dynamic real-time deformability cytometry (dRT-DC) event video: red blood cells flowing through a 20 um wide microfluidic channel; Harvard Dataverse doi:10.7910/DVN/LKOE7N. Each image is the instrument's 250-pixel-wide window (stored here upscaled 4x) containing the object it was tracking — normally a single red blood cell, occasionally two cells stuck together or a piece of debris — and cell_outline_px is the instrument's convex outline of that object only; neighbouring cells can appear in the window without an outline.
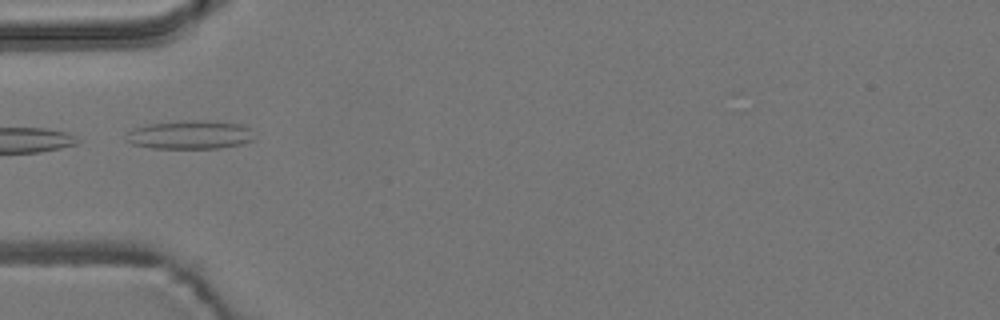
{"species": "common noctule bat (a hibernating species)", "species_latin": "Nyctalus noctula", "temperature_condition": "room temperature", "stored_images_in_passage": 8, "camera_frame_rate_fps": 3000, "um_per_image_px": 0.085, "animal": {"sex": "male", "body_mass_g": 19.2, "forearm_length_mm": 51.8}, "frame": {"image": 1, "passage_image": 6, "time_ms": 5.667, "image_size_px": [1000, 320], "cell_outline_px": [[252, 140], [240, 144], [220, 148], [152, 148], [132, 144], [124, 140], [124, 132], [132, 128], [148, 124], [180, 120], [208, 120], [240, 124], [248, 128]], "centroid_in_image_um": [16.02, 11.45], "position_along_channel_um": 69.0, "area_um2": 21.5}}
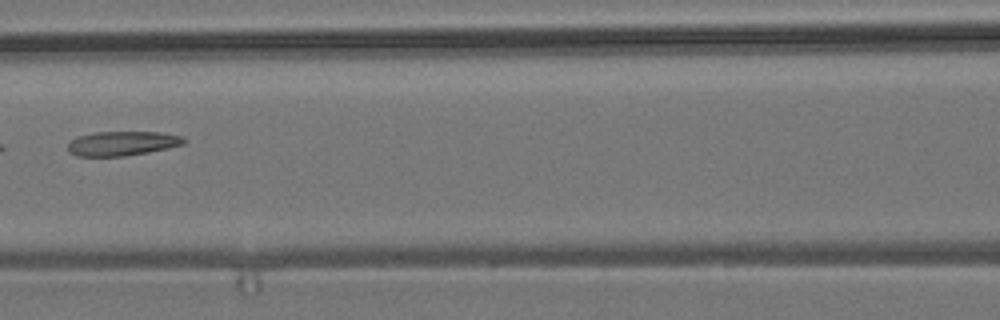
{"frame": {"image": 2, "passage_image": 8, "time_ms": 8.0, "image_size_px": [1000, 320], "cell_outline_px": [[188, 140], [184, 144], [168, 148], [148, 152], [124, 156], [76, 156], [68, 152], [68, 144], [76, 136], [96, 132], [160, 132], [184, 136]], "centroid_in_image_um": [10.41, 12.18], "position_along_channel_um": 156.2, "area_um2": 16.65}}